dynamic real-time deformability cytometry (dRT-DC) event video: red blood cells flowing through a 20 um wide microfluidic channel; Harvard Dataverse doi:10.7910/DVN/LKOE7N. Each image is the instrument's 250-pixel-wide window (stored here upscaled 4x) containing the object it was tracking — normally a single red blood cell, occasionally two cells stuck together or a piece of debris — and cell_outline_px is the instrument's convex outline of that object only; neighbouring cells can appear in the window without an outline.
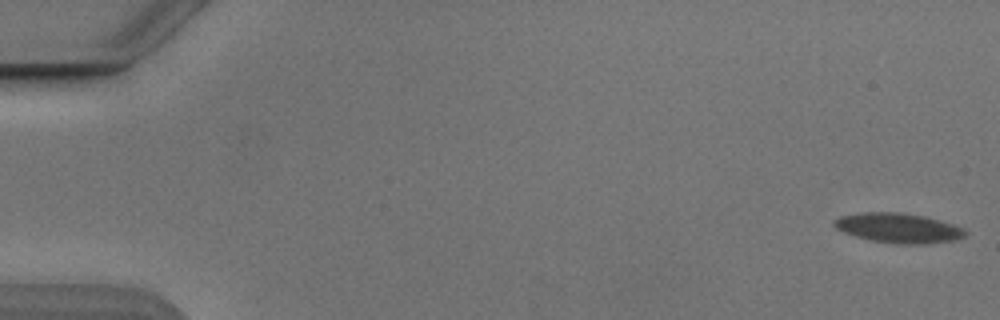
{"species": "Egyptian fruit bat (a non-hibernating species)", "species_latin": "Rousettus aegyptiacus", "temperature_condition": "cold", "stored_images_in_passage": 12, "camera_frame_rate_fps": 3000, "um_per_image_px": 0.085, "animal": {"sex": "male"}, "frame": {"image": 1, "passage_image": 1, "time_ms": 0.0, "image_size_px": [1000, 320], "cell_outline_px": [[964, 236], [952, 240], [920, 244], [904, 244], [872, 240], [856, 236], [844, 232], [836, 228], [832, 224], [840, 216], [860, 212], [900, 212], [924, 216], [952, 224], [960, 228], [964, 232]], "centroid_in_image_um": [76.29, 19.36], "position_along_channel_um": 8.7, "area_um2": 22.14}}